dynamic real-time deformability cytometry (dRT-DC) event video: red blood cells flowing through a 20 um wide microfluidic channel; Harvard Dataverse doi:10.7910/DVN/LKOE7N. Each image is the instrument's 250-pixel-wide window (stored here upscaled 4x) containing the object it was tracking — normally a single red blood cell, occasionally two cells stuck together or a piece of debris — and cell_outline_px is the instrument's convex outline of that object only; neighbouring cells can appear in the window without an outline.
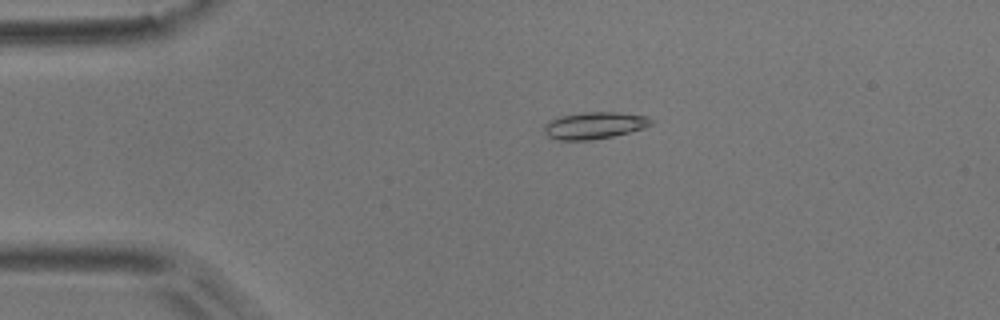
{"species": "common noctule bat (a hibernating species)", "species_latin": "Nyctalus noctula", "temperature_condition": "room temperature", "stored_images_in_passage": 3, "camera_frame_rate_fps": 3000, "um_per_image_px": 0.085, "animal": {"sex": "male", "body_mass_g": 17.9}, "frame": {"image": 1, "passage_image": 2, "time_ms": 0.333, "image_size_px": [1000, 320], "cell_outline_px": [[656, 120], [652, 124], [644, 128], [612, 136], [592, 140], [560, 140], [548, 136], [544, 132], [544, 124], [560, 116], [584, 112], [616, 112], [648, 116]], "centroid_in_image_um": [50.56, 10.65], "position_along_channel_um": 34.4, "area_um2": 16.76}}